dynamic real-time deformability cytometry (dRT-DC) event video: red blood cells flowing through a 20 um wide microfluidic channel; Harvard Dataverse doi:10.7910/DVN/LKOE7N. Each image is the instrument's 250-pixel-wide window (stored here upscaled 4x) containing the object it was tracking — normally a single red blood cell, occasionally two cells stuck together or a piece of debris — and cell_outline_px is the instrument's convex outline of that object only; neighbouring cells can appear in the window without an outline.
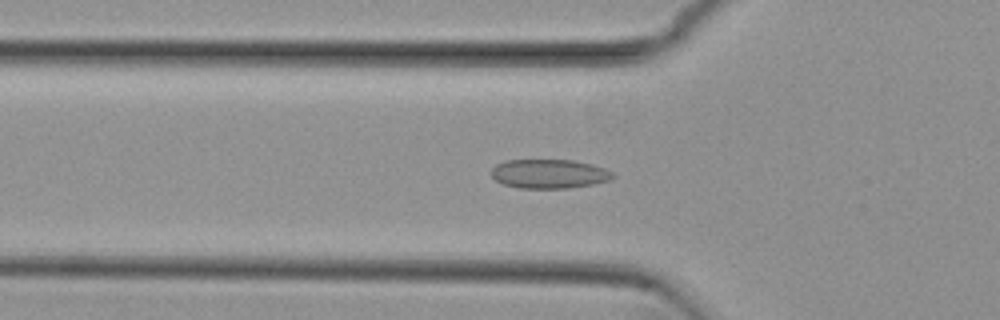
{"species": "common noctule bat (a hibernating species)", "species_latin": "Nyctalus noctula", "temperature_condition": "cold", "stored_images_in_passage": 47, "camera_frame_rate_fps": 3000, "um_per_image_px": 0.085, "animal": {"sex": "female", "body_mass_g": 29.2, "forearm_length_mm": 56.3}, "frame": {"image": 1, "passage_image": 17, "time_ms": 5.333, "image_size_px": [1000, 320], "cell_outline_px": [[616, 176], [608, 180], [592, 184], [568, 188], [520, 188], [504, 184], [496, 180], [492, 176], [492, 168], [496, 164], [504, 160], [572, 160], [592, 164], [604, 168], [612, 172]], "centroid_in_image_um": [46.67, 14.77], "position_along_channel_um": 79.1, "area_um2": 20.52}}
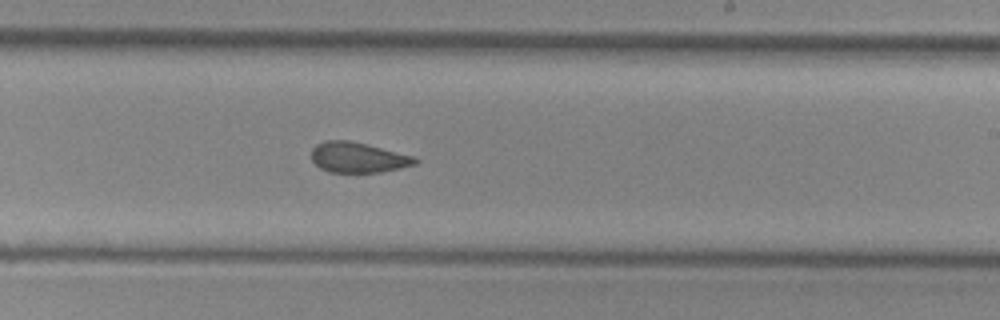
{"frame": {"image": 2, "passage_image": 31, "time_ms": 10.0, "image_size_px": [1000, 320], "cell_outline_px": [[420, 160], [416, 164], [400, 168], [380, 172], [328, 172], [320, 168], [312, 160], [312, 148], [316, 144], [324, 140], [348, 140], [368, 144], [412, 156]], "centroid_in_image_um": [30.41, 13.38], "position_along_channel_um": 258.6, "area_um2": 18.32}}
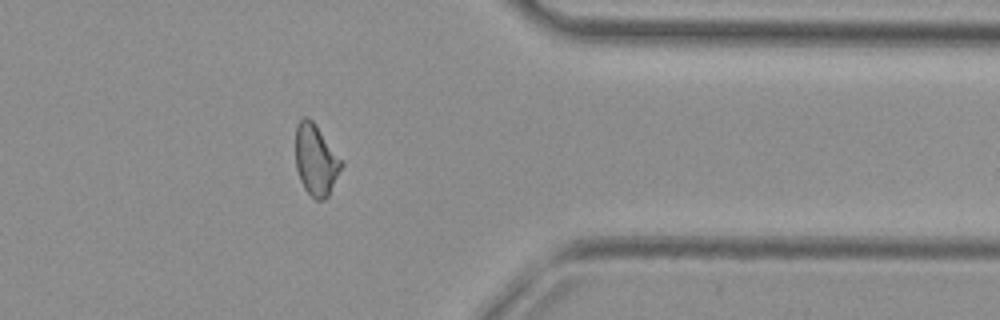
{"frame": {"image": 3, "passage_image": 42, "time_ms": 13.667, "image_size_px": [1000, 320], "cell_outline_px": [[344, 164], [328, 196], [324, 200], [316, 200], [304, 188], [300, 180], [296, 168], [296, 124], [304, 116], [308, 116], [316, 124]], "centroid_in_image_um": [26.84, 13.59], "position_along_channel_um": 384.6, "area_um2": 18.9}, "authors_computed_cell_mechanics": {"area_um2": 19.5942, "velocity_mm_per_s": 3.8371, "shape_relaxation_time_tau1_ms": null, "shape_relaxation_time_tau2_ms": 3.0524, "deformation_change_tau1": null, "deformation_change_tau2": 0.0758}}